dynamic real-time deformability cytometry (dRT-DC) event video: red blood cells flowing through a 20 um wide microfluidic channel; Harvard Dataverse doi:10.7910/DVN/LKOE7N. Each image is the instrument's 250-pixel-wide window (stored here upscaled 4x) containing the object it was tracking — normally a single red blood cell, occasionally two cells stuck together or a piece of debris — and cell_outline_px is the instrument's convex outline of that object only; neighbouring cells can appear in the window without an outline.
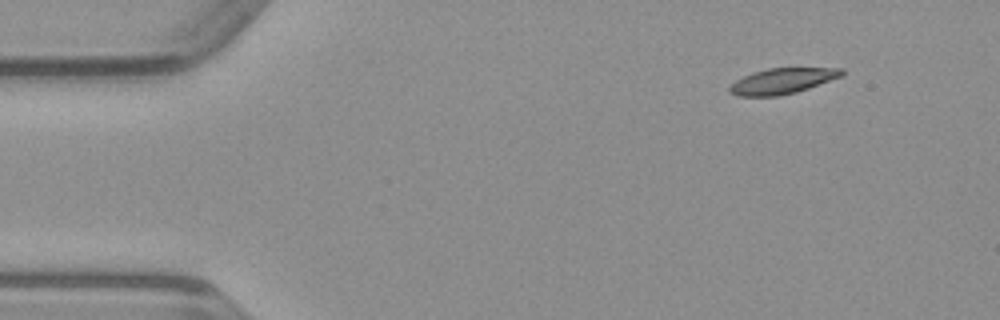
{"species": "common noctule bat (a hibernating species)", "species_latin": "Nyctalus noctula", "temperature_condition": "warm", "stored_images_in_passage": 45, "camera_frame_rate_fps": 3000, "um_per_image_px": 0.085, "animal": {"sex": "male", "body_mass_g": 23.1, "forearm_length_mm": 52.7}, "frame": {"image": 1, "passage_image": 1, "time_ms": 0.0, "image_size_px": [1000, 320], "cell_outline_px": [[844, 72], [840, 76], [808, 88], [796, 92], [780, 96], [736, 96], [728, 92], [728, 88], [736, 80], [752, 72], [768, 68], [844, 68]], "centroid_in_image_um": [66.44, 6.89], "position_along_channel_um": 18.6, "area_um2": 16.65}}
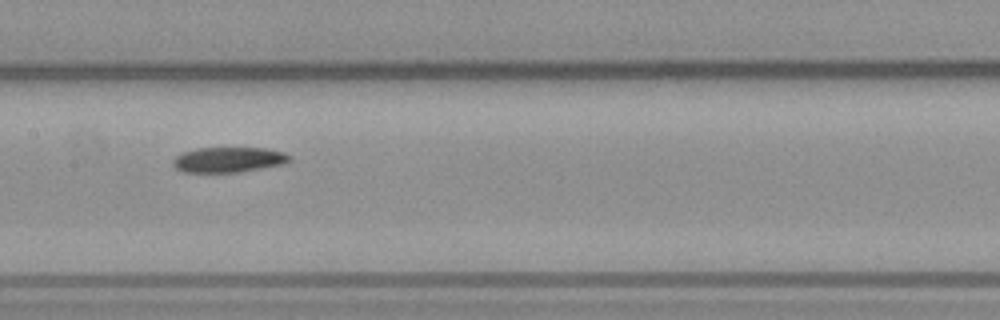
{"frame": {"image": 2, "passage_image": 20, "time_ms": 6.333, "image_size_px": [1000, 320], "cell_outline_px": [[292, 160], [284, 164], [240, 172], [184, 172], [176, 168], [172, 164], [172, 160], [176, 156], [184, 152], [196, 148], [264, 148], [284, 152], [292, 156]], "centroid_in_image_um": [19.45, 13.57], "position_along_channel_um": 187.9, "area_um2": 17.22}}
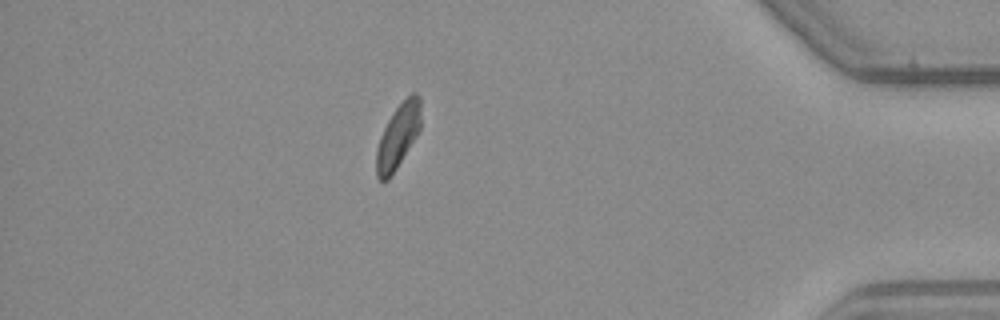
{"frame": {"image": 3, "passage_image": 39, "time_ms": 12.667, "image_size_px": [1000, 320], "cell_outline_px": [[420, 128], [416, 136], [396, 168], [388, 180], [380, 180], [376, 176], [376, 148], [380, 136], [388, 120], [396, 108], [412, 92], [416, 92], [420, 96]], "centroid_in_image_um": [33.82, 11.57], "position_along_channel_um": 401.4, "area_um2": 16.36}}